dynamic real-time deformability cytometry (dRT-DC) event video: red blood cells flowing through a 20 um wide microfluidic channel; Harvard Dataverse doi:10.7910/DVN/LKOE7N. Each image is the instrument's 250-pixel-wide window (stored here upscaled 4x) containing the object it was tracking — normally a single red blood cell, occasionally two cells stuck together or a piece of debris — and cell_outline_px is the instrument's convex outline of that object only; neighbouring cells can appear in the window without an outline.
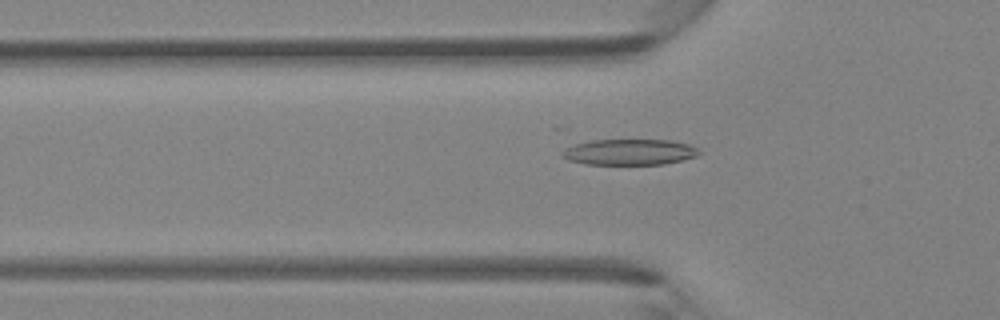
{"species": "Egyptian fruit bat (a non-hibernating species)", "species_latin": "Rousettus aegyptiacus", "temperature_condition": "room temperature", "stored_images_in_passage": 45, "camera_frame_rate_fps": 3000, "um_per_image_px": 0.085, "animal": {"sex": "female"}, "frame": {"image": 1, "passage_image": 15, "time_ms": 4.667, "image_size_px": [1000, 320], "cell_outline_px": [[700, 152], [696, 156], [664, 164], [584, 164], [568, 160], [560, 156], [560, 152], [564, 148], [576, 144], [592, 140], [672, 140], [688, 144], [696, 148]], "centroid_in_image_um": [53.44, 12.92], "position_along_channel_um": 72.4, "area_um2": 20.58}}
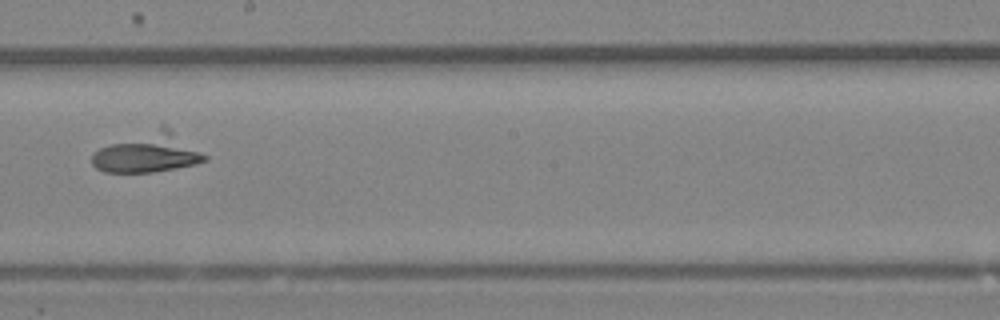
{"frame": {"image": 2, "passage_image": 26, "time_ms": 8.333, "image_size_px": [1000, 320], "cell_outline_px": [[208, 160], [196, 164], [176, 168], [152, 172], [104, 172], [96, 168], [92, 164], [92, 152], [100, 148], [160, 124], [164, 124], [208, 156]], "centroid_in_image_um": [12.58, 12.97], "position_along_channel_um": 235.6, "area_um2": 26.07}}
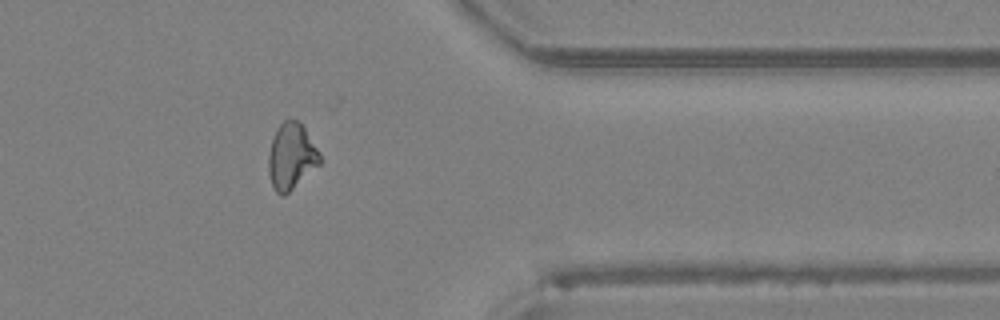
{"frame": {"image": 3, "passage_image": 37, "time_ms": 12.0, "image_size_px": [1000, 320], "cell_outline_px": [[324, 160], [320, 164], [284, 196], [280, 196], [276, 192], [272, 184], [268, 172], [268, 152], [272, 136], [276, 128], [284, 120], [296, 120], [304, 128], [320, 152]], "centroid_in_image_um": [24.76, 13.3], "position_along_channel_um": 386.6, "area_um2": 19.94}}